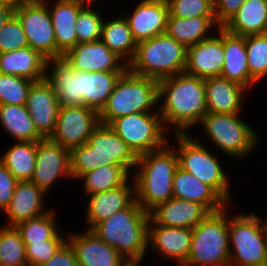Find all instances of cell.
<instances>
[{"instance_id":"cell-1","label":"cell","mask_w":267,"mask_h":266,"mask_svg":"<svg viewBox=\"0 0 267 266\" xmlns=\"http://www.w3.org/2000/svg\"><path fill=\"white\" fill-rule=\"evenodd\" d=\"M158 111L169 135L189 134L207 114L204 79L184 72L159 80Z\"/></svg>"},{"instance_id":"cell-2","label":"cell","mask_w":267,"mask_h":266,"mask_svg":"<svg viewBox=\"0 0 267 266\" xmlns=\"http://www.w3.org/2000/svg\"><path fill=\"white\" fill-rule=\"evenodd\" d=\"M161 148L138 156L132 174L138 204L148 213L173 197V176L178 156L171 140Z\"/></svg>"},{"instance_id":"cell-3","label":"cell","mask_w":267,"mask_h":266,"mask_svg":"<svg viewBox=\"0 0 267 266\" xmlns=\"http://www.w3.org/2000/svg\"><path fill=\"white\" fill-rule=\"evenodd\" d=\"M71 181L101 166H122L131 176L138 156L108 126L99 124L87 143L69 150Z\"/></svg>"},{"instance_id":"cell-4","label":"cell","mask_w":267,"mask_h":266,"mask_svg":"<svg viewBox=\"0 0 267 266\" xmlns=\"http://www.w3.org/2000/svg\"><path fill=\"white\" fill-rule=\"evenodd\" d=\"M149 213L135 200L128 208L96 224L91 231L126 260H145Z\"/></svg>"},{"instance_id":"cell-5","label":"cell","mask_w":267,"mask_h":266,"mask_svg":"<svg viewBox=\"0 0 267 266\" xmlns=\"http://www.w3.org/2000/svg\"><path fill=\"white\" fill-rule=\"evenodd\" d=\"M171 135L176 142V145H172L176 149L178 166L210 186L228 205H232L231 176L227 175L215 151L213 153L204 145L199 134L195 137L192 134Z\"/></svg>"},{"instance_id":"cell-6","label":"cell","mask_w":267,"mask_h":266,"mask_svg":"<svg viewBox=\"0 0 267 266\" xmlns=\"http://www.w3.org/2000/svg\"><path fill=\"white\" fill-rule=\"evenodd\" d=\"M187 48L167 33L137 43L128 70L136 75L161 80L184 73Z\"/></svg>"},{"instance_id":"cell-7","label":"cell","mask_w":267,"mask_h":266,"mask_svg":"<svg viewBox=\"0 0 267 266\" xmlns=\"http://www.w3.org/2000/svg\"><path fill=\"white\" fill-rule=\"evenodd\" d=\"M241 117V113H207L199 124L215 149L239 161L249 159L261 141L258 130Z\"/></svg>"},{"instance_id":"cell-8","label":"cell","mask_w":267,"mask_h":266,"mask_svg":"<svg viewBox=\"0 0 267 266\" xmlns=\"http://www.w3.org/2000/svg\"><path fill=\"white\" fill-rule=\"evenodd\" d=\"M140 112H158V80L127 69L99 112L100 123L109 125L117 118Z\"/></svg>"},{"instance_id":"cell-9","label":"cell","mask_w":267,"mask_h":266,"mask_svg":"<svg viewBox=\"0 0 267 266\" xmlns=\"http://www.w3.org/2000/svg\"><path fill=\"white\" fill-rule=\"evenodd\" d=\"M228 208L229 266H267V220L240 212L230 215ZM230 215V216H229Z\"/></svg>"},{"instance_id":"cell-10","label":"cell","mask_w":267,"mask_h":266,"mask_svg":"<svg viewBox=\"0 0 267 266\" xmlns=\"http://www.w3.org/2000/svg\"><path fill=\"white\" fill-rule=\"evenodd\" d=\"M228 207L209 213L192 229L190 253L182 266H229Z\"/></svg>"},{"instance_id":"cell-11","label":"cell","mask_w":267,"mask_h":266,"mask_svg":"<svg viewBox=\"0 0 267 266\" xmlns=\"http://www.w3.org/2000/svg\"><path fill=\"white\" fill-rule=\"evenodd\" d=\"M108 126L137 156L163 147L171 138V134L167 136L159 111L129 114Z\"/></svg>"},{"instance_id":"cell-12","label":"cell","mask_w":267,"mask_h":266,"mask_svg":"<svg viewBox=\"0 0 267 266\" xmlns=\"http://www.w3.org/2000/svg\"><path fill=\"white\" fill-rule=\"evenodd\" d=\"M22 24L30 48L38 51L47 60L64 55L57 49L54 27L48 6L42 0L14 11Z\"/></svg>"},{"instance_id":"cell-13","label":"cell","mask_w":267,"mask_h":266,"mask_svg":"<svg viewBox=\"0 0 267 266\" xmlns=\"http://www.w3.org/2000/svg\"><path fill=\"white\" fill-rule=\"evenodd\" d=\"M100 124L99 112L87 106H60L56 126L50 139L72 149L87 143Z\"/></svg>"},{"instance_id":"cell-14","label":"cell","mask_w":267,"mask_h":266,"mask_svg":"<svg viewBox=\"0 0 267 266\" xmlns=\"http://www.w3.org/2000/svg\"><path fill=\"white\" fill-rule=\"evenodd\" d=\"M62 177L71 179L69 149L50 138L38 140L35 169L31 181L48 194Z\"/></svg>"},{"instance_id":"cell-15","label":"cell","mask_w":267,"mask_h":266,"mask_svg":"<svg viewBox=\"0 0 267 266\" xmlns=\"http://www.w3.org/2000/svg\"><path fill=\"white\" fill-rule=\"evenodd\" d=\"M192 228L157 225L151 218L148 222L147 252L155 253L182 266L188 259L191 247ZM173 259V260H172Z\"/></svg>"},{"instance_id":"cell-16","label":"cell","mask_w":267,"mask_h":266,"mask_svg":"<svg viewBox=\"0 0 267 266\" xmlns=\"http://www.w3.org/2000/svg\"><path fill=\"white\" fill-rule=\"evenodd\" d=\"M73 69L84 72H125L128 64L102 40L77 43L64 56Z\"/></svg>"},{"instance_id":"cell-17","label":"cell","mask_w":267,"mask_h":266,"mask_svg":"<svg viewBox=\"0 0 267 266\" xmlns=\"http://www.w3.org/2000/svg\"><path fill=\"white\" fill-rule=\"evenodd\" d=\"M223 66V27H218L211 37L187 48L186 74L202 79L218 77Z\"/></svg>"},{"instance_id":"cell-18","label":"cell","mask_w":267,"mask_h":266,"mask_svg":"<svg viewBox=\"0 0 267 266\" xmlns=\"http://www.w3.org/2000/svg\"><path fill=\"white\" fill-rule=\"evenodd\" d=\"M132 180L131 176L115 189L86 195L88 198L84 215L86 229L91 230L96 224L128 208L136 200L135 183Z\"/></svg>"},{"instance_id":"cell-19","label":"cell","mask_w":267,"mask_h":266,"mask_svg":"<svg viewBox=\"0 0 267 266\" xmlns=\"http://www.w3.org/2000/svg\"><path fill=\"white\" fill-rule=\"evenodd\" d=\"M60 106L54 89L45 79L32 83L26 108L42 138L53 134Z\"/></svg>"},{"instance_id":"cell-20","label":"cell","mask_w":267,"mask_h":266,"mask_svg":"<svg viewBox=\"0 0 267 266\" xmlns=\"http://www.w3.org/2000/svg\"><path fill=\"white\" fill-rule=\"evenodd\" d=\"M67 241L73 248L79 266H122L126 259L94 232L69 231Z\"/></svg>"},{"instance_id":"cell-21","label":"cell","mask_w":267,"mask_h":266,"mask_svg":"<svg viewBox=\"0 0 267 266\" xmlns=\"http://www.w3.org/2000/svg\"><path fill=\"white\" fill-rule=\"evenodd\" d=\"M131 14H122L127 20L136 42L166 33L169 8L166 2L139 0Z\"/></svg>"},{"instance_id":"cell-22","label":"cell","mask_w":267,"mask_h":266,"mask_svg":"<svg viewBox=\"0 0 267 266\" xmlns=\"http://www.w3.org/2000/svg\"><path fill=\"white\" fill-rule=\"evenodd\" d=\"M46 195L37 185L31 180L18 181L12 200L8 207L4 210L6 226H16L17 224L40 217L50 211L46 207Z\"/></svg>"},{"instance_id":"cell-23","label":"cell","mask_w":267,"mask_h":266,"mask_svg":"<svg viewBox=\"0 0 267 266\" xmlns=\"http://www.w3.org/2000/svg\"><path fill=\"white\" fill-rule=\"evenodd\" d=\"M209 213L200 203L172 197L151 210L149 217L157 225L193 229Z\"/></svg>"},{"instance_id":"cell-24","label":"cell","mask_w":267,"mask_h":266,"mask_svg":"<svg viewBox=\"0 0 267 266\" xmlns=\"http://www.w3.org/2000/svg\"><path fill=\"white\" fill-rule=\"evenodd\" d=\"M204 85L207 113H243L248 91L245 87L221 76L204 79Z\"/></svg>"},{"instance_id":"cell-25","label":"cell","mask_w":267,"mask_h":266,"mask_svg":"<svg viewBox=\"0 0 267 266\" xmlns=\"http://www.w3.org/2000/svg\"><path fill=\"white\" fill-rule=\"evenodd\" d=\"M224 66L221 77L236 82L248 91L258 82L250 75L247 62L245 37L235 35L223 28Z\"/></svg>"},{"instance_id":"cell-26","label":"cell","mask_w":267,"mask_h":266,"mask_svg":"<svg viewBox=\"0 0 267 266\" xmlns=\"http://www.w3.org/2000/svg\"><path fill=\"white\" fill-rule=\"evenodd\" d=\"M49 9L57 49L65 55L77 43L76 20L84 7L76 0H42ZM52 1V2H51Z\"/></svg>"},{"instance_id":"cell-27","label":"cell","mask_w":267,"mask_h":266,"mask_svg":"<svg viewBox=\"0 0 267 266\" xmlns=\"http://www.w3.org/2000/svg\"><path fill=\"white\" fill-rule=\"evenodd\" d=\"M124 72H84L77 69L78 95L81 106H87L98 112L102 110Z\"/></svg>"},{"instance_id":"cell-28","label":"cell","mask_w":267,"mask_h":266,"mask_svg":"<svg viewBox=\"0 0 267 266\" xmlns=\"http://www.w3.org/2000/svg\"><path fill=\"white\" fill-rule=\"evenodd\" d=\"M173 197L200 203L210 213L228 205L210 186L179 166L173 176Z\"/></svg>"},{"instance_id":"cell-29","label":"cell","mask_w":267,"mask_h":266,"mask_svg":"<svg viewBox=\"0 0 267 266\" xmlns=\"http://www.w3.org/2000/svg\"><path fill=\"white\" fill-rule=\"evenodd\" d=\"M44 79L54 89L61 106H81L77 69H73L66 59L61 57L47 60Z\"/></svg>"},{"instance_id":"cell-30","label":"cell","mask_w":267,"mask_h":266,"mask_svg":"<svg viewBox=\"0 0 267 266\" xmlns=\"http://www.w3.org/2000/svg\"><path fill=\"white\" fill-rule=\"evenodd\" d=\"M47 59L38 51L25 47L0 53V73L39 81L45 78Z\"/></svg>"},{"instance_id":"cell-31","label":"cell","mask_w":267,"mask_h":266,"mask_svg":"<svg viewBox=\"0 0 267 266\" xmlns=\"http://www.w3.org/2000/svg\"><path fill=\"white\" fill-rule=\"evenodd\" d=\"M218 27L215 16H201L189 19L169 15L166 33L188 48L211 37Z\"/></svg>"},{"instance_id":"cell-32","label":"cell","mask_w":267,"mask_h":266,"mask_svg":"<svg viewBox=\"0 0 267 266\" xmlns=\"http://www.w3.org/2000/svg\"><path fill=\"white\" fill-rule=\"evenodd\" d=\"M223 28L244 37L267 33V0L245 1Z\"/></svg>"},{"instance_id":"cell-33","label":"cell","mask_w":267,"mask_h":266,"mask_svg":"<svg viewBox=\"0 0 267 266\" xmlns=\"http://www.w3.org/2000/svg\"><path fill=\"white\" fill-rule=\"evenodd\" d=\"M101 40L127 64L133 59L137 42L122 14H118L116 18L112 17V19L105 16L102 23Z\"/></svg>"},{"instance_id":"cell-34","label":"cell","mask_w":267,"mask_h":266,"mask_svg":"<svg viewBox=\"0 0 267 266\" xmlns=\"http://www.w3.org/2000/svg\"><path fill=\"white\" fill-rule=\"evenodd\" d=\"M0 126L14 141L32 142L42 139L26 105H0Z\"/></svg>"},{"instance_id":"cell-35","label":"cell","mask_w":267,"mask_h":266,"mask_svg":"<svg viewBox=\"0 0 267 266\" xmlns=\"http://www.w3.org/2000/svg\"><path fill=\"white\" fill-rule=\"evenodd\" d=\"M38 141H15L0 155V161L9 169L17 181L31 180L35 169Z\"/></svg>"},{"instance_id":"cell-36","label":"cell","mask_w":267,"mask_h":266,"mask_svg":"<svg viewBox=\"0 0 267 266\" xmlns=\"http://www.w3.org/2000/svg\"><path fill=\"white\" fill-rule=\"evenodd\" d=\"M56 211L52 208L44 215L23 221L15 227L24 243H38L43 240H67L57 223ZM66 235V236H65Z\"/></svg>"},{"instance_id":"cell-37","label":"cell","mask_w":267,"mask_h":266,"mask_svg":"<svg viewBox=\"0 0 267 266\" xmlns=\"http://www.w3.org/2000/svg\"><path fill=\"white\" fill-rule=\"evenodd\" d=\"M131 175L122 166H101L82 174L77 180L83 183V195L115 189Z\"/></svg>"},{"instance_id":"cell-38","label":"cell","mask_w":267,"mask_h":266,"mask_svg":"<svg viewBox=\"0 0 267 266\" xmlns=\"http://www.w3.org/2000/svg\"><path fill=\"white\" fill-rule=\"evenodd\" d=\"M0 266H28L25 244L15 226H0Z\"/></svg>"},{"instance_id":"cell-39","label":"cell","mask_w":267,"mask_h":266,"mask_svg":"<svg viewBox=\"0 0 267 266\" xmlns=\"http://www.w3.org/2000/svg\"><path fill=\"white\" fill-rule=\"evenodd\" d=\"M250 75L260 82L267 78V33L245 36Z\"/></svg>"},{"instance_id":"cell-40","label":"cell","mask_w":267,"mask_h":266,"mask_svg":"<svg viewBox=\"0 0 267 266\" xmlns=\"http://www.w3.org/2000/svg\"><path fill=\"white\" fill-rule=\"evenodd\" d=\"M104 15L95 6H84L78 13L76 20V35L78 43H90L101 40Z\"/></svg>"},{"instance_id":"cell-41","label":"cell","mask_w":267,"mask_h":266,"mask_svg":"<svg viewBox=\"0 0 267 266\" xmlns=\"http://www.w3.org/2000/svg\"><path fill=\"white\" fill-rule=\"evenodd\" d=\"M33 82L23 77L0 73V105H26Z\"/></svg>"},{"instance_id":"cell-42","label":"cell","mask_w":267,"mask_h":266,"mask_svg":"<svg viewBox=\"0 0 267 266\" xmlns=\"http://www.w3.org/2000/svg\"><path fill=\"white\" fill-rule=\"evenodd\" d=\"M169 15L181 18L214 16L213 0H168Z\"/></svg>"},{"instance_id":"cell-43","label":"cell","mask_w":267,"mask_h":266,"mask_svg":"<svg viewBox=\"0 0 267 266\" xmlns=\"http://www.w3.org/2000/svg\"><path fill=\"white\" fill-rule=\"evenodd\" d=\"M28 47L22 24L13 13L0 30V53Z\"/></svg>"},{"instance_id":"cell-44","label":"cell","mask_w":267,"mask_h":266,"mask_svg":"<svg viewBox=\"0 0 267 266\" xmlns=\"http://www.w3.org/2000/svg\"><path fill=\"white\" fill-rule=\"evenodd\" d=\"M67 240L24 243L28 266H43Z\"/></svg>"},{"instance_id":"cell-45","label":"cell","mask_w":267,"mask_h":266,"mask_svg":"<svg viewBox=\"0 0 267 266\" xmlns=\"http://www.w3.org/2000/svg\"><path fill=\"white\" fill-rule=\"evenodd\" d=\"M17 182L9 169L0 161V212L3 213L12 200Z\"/></svg>"},{"instance_id":"cell-46","label":"cell","mask_w":267,"mask_h":266,"mask_svg":"<svg viewBox=\"0 0 267 266\" xmlns=\"http://www.w3.org/2000/svg\"><path fill=\"white\" fill-rule=\"evenodd\" d=\"M214 16L219 27H223L238 11L244 0H213Z\"/></svg>"},{"instance_id":"cell-47","label":"cell","mask_w":267,"mask_h":266,"mask_svg":"<svg viewBox=\"0 0 267 266\" xmlns=\"http://www.w3.org/2000/svg\"><path fill=\"white\" fill-rule=\"evenodd\" d=\"M43 266H79L73 248L66 241Z\"/></svg>"},{"instance_id":"cell-48","label":"cell","mask_w":267,"mask_h":266,"mask_svg":"<svg viewBox=\"0 0 267 266\" xmlns=\"http://www.w3.org/2000/svg\"><path fill=\"white\" fill-rule=\"evenodd\" d=\"M35 0H0V5L11 9L13 12L24 6L30 5Z\"/></svg>"},{"instance_id":"cell-49","label":"cell","mask_w":267,"mask_h":266,"mask_svg":"<svg viewBox=\"0 0 267 266\" xmlns=\"http://www.w3.org/2000/svg\"><path fill=\"white\" fill-rule=\"evenodd\" d=\"M13 13L11 9L0 5V30Z\"/></svg>"},{"instance_id":"cell-50","label":"cell","mask_w":267,"mask_h":266,"mask_svg":"<svg viewBox=\"0 0 267 266\" xmlns=\"http://www.w3.org/2000/svg\"><path fill=\"white\" fill-rule=\"evenodd\" d=\"M76 1H78L82 6H87V7H93V5L94 6L96 5V7H98L97 4L100 5V3H102L101 2L102 0H76Z\"/></svg>"},{"instance_id":"cell-51","label":"cell","mask_w":267,"mask_h":266,"mask_svg":"<svg viewBox=\"0 0 267 266\" xmlns=\"http://www.w3.org/2000/svg\"><path fill=\"white\" fill-rule=\"evenodd\" d=\"M144 260H126L122 266H142Z\"/></svg>"},{"instance_id":"cell-52","label":"cell","mask_w":267,"mask_h":266,"mask_svg":"<svg viewBox=\"0 0 267 266\" xmlns=\"http://www.w3.org/2000/svg\"><path fill=\"white\" fill-rule=\"evenodd\" d=\"M146 1H160V2H166L167 3L168 0H146Z\"/></svg>"}]
</instances>
